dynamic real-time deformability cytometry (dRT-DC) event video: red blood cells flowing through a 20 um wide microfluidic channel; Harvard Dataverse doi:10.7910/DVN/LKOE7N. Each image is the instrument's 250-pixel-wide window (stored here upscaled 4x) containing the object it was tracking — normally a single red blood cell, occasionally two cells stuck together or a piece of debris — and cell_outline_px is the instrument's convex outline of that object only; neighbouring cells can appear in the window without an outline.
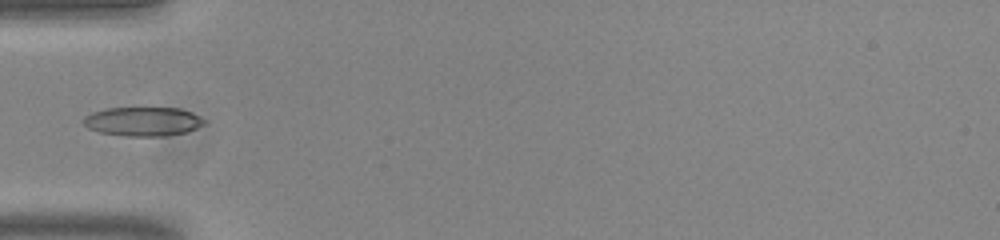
{"species": "common noctule bat (a hibernating species)", "species_latin": "Nyctalus noctula", "temperature_condition": "room temperature", "stored_images_in_passage": 37, "camera_frame_rate_fps": 3000, "um_per_image_px": 0.085, "animal": {"sex": "male", "body_mass_g": 20.0, "forearm_length_mm": 53.3}, "frame": {"image": 1, "passage_image": 1, "time_ms": 0.0, "image_size_px": [1000, 240], "cell_outline_px": [[208, 120], [204, 124], [188, 132], [164, 136], [124, 136], [100, 132], [88, 128], [84, 124], [84, 116], [92, 112], [104, 108], [180, 108], [192, 112]], "centroid_in_image_um": [12.18, 10.32], "position_along_channel_um": 72.8, "area_um2": 20.63}}
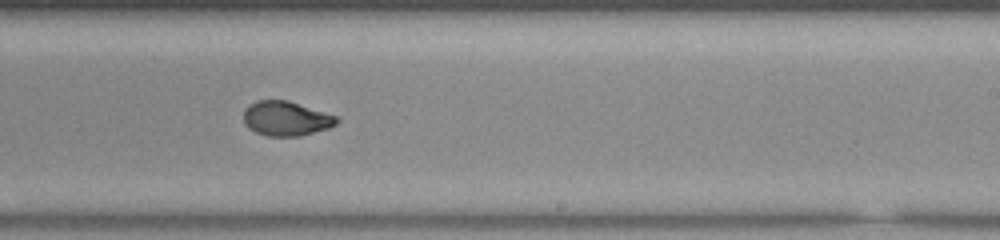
{"frame": {"image": 2, "passage_image": 16, "time_ms": 5.0, "image_size_px": [1000, 240], "cell_outline_px": [[340, 120], [336, 124], [328, 128], [300, 136], [268, 136], [256, 132], [248, 128], [244, 124], [244, 108], [248, 104], [256, 100], [288, 100], [340, 116]], "centroid_in_image_um": [24.33, 10.06], "position_along_channel_um": 264.7, "area_um2": 19.07}}
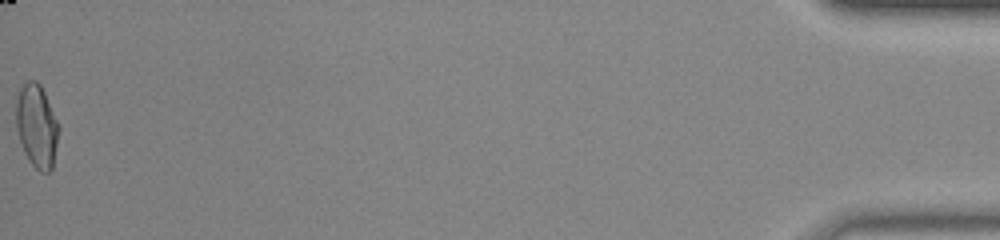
{"frame": {"image": 3, "passage_image": 37, "time_ms": 12.0, "image_size_px": [1000, 240], "cell_outline_px": [[60, 128], [52, 168], [48, 172], [40, 172], [32, 164], [24, 152], [16, 128], [16, 100], [20, 88], [28, 80], [36, 80], [40, 84], [60, 124]], "centroid_in_image_um": [3.13, 10.69], "position_along_channel_um": 432.1, "area_um2": 20.75}, "authors_computed_cell_mechanics": {"area_um2": 19.3052, "velocity_mm_per_s": 3.8268, "shape_relaxation_time_tau1_ms": 4.8505, "shape_relaxation_time_tau2_ms": 1.1009, "deformation_change_tau1": 0.1723, "deformation_change_tau2": 0.0524}}